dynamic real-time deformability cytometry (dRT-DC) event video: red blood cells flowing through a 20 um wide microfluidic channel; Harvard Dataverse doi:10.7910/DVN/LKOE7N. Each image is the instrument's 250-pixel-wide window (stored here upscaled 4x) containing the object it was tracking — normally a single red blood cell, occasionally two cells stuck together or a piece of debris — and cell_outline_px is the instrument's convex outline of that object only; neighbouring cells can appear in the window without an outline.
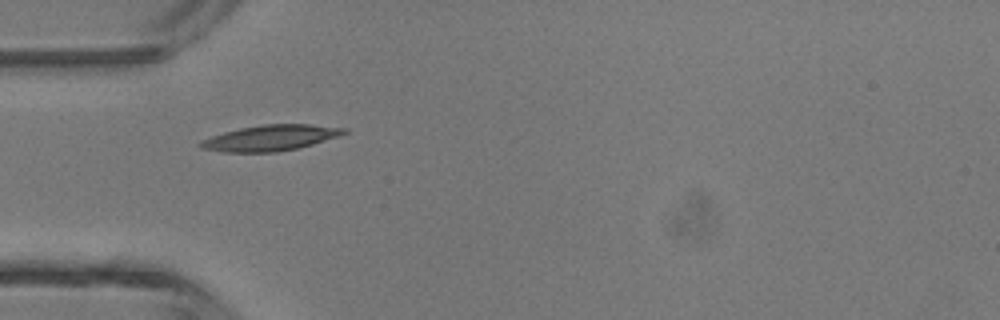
{"species": "common noctule bat (a hibernating species)", "species_latin": "Nyctalus noctula", "temperature_condition": "room temperature", "stored_images_in_passage": 27, "camera_frame_rate_fps": 3000, "um_per_image_px": 0.085, "animal": {"sex": "male", "body_mass_g": 13.3}, "frame": {"image": 1, "passage_image": 1, "time_ms": 0.0, "image_size_px": [1000, 320], "cell_outline_px": [[348, 132], [340, 136], [312, 144], [296, 148], [276, 152], [224, 152], [200, 148], [196, 144], [212, 136], [224, 132], [240, 128], [264, 124], [308, 124], [348, 128]], "centroid_in_image_um": [23.01, 11.72], "position_along_channel_um": 62.0, "area_um2": 21.44}}
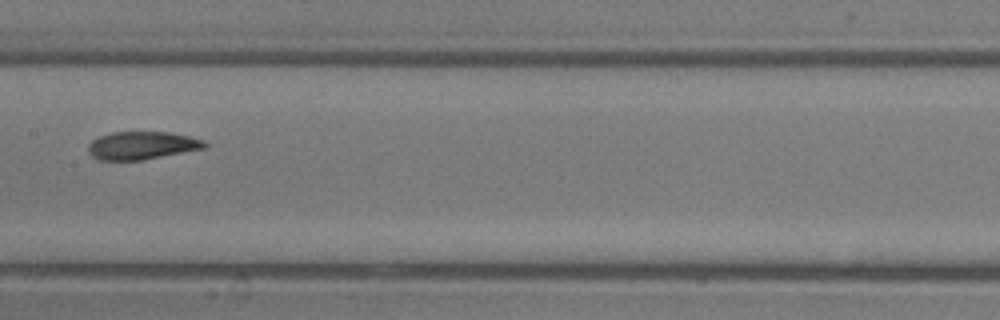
{"frame": {"image": 2, "passage_image": 10, "time_ms": 3.0, "image_size_px": [1000, 320], "cell_outline_px": [[208, 148], [144, 160], [100, 160], [92, 156], [88, 152], [88, 144], [92, 140], [100, 136], [112, 132], [168, 132], [188, 136], [204, 140], [208, 144]], "centroid_in_image_um": [12.1, 12.37], "position_along_channel_um": 195.3, "area_um2": 19.13}}
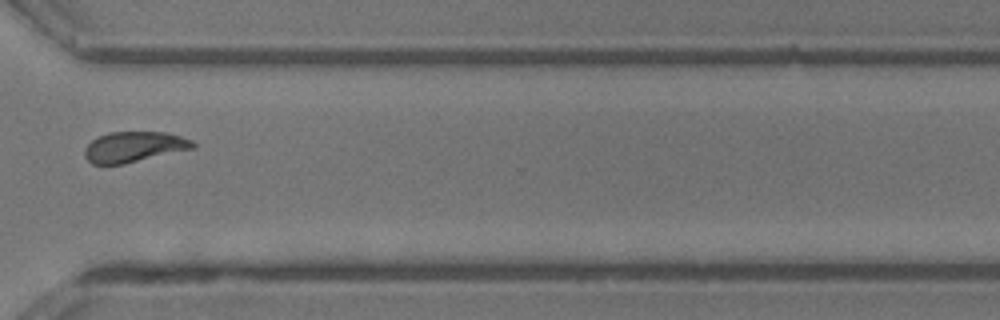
{"frame": {"image": 3, "passage_image": 21, "time_ms": 6.667, "image_size_px": [1000, 320], "cell_outline_px": [[196, 148], [124, 164], [92, 164], [84, 156], [84, 148], [92, 140], [108, 132], [164, 132], [180, 136], [192, 140], [196, 144]], "centroid_in_image_um": [11.4, 12.49], "position_along_channel_um": 359.2, "area_um2": 19.31}, "authors_computed_cell_mechanics": {"area_um2": 19.5364, "velocity_mm_per_s": 4.4676, "shape_relaxation_time_tau1_ms": 3.2799, "shape_relaxation_time_tau2_ms": 1.4687, "deformation_change_tau1": 0.158, "deformation_change_tau2": 0.0724}}